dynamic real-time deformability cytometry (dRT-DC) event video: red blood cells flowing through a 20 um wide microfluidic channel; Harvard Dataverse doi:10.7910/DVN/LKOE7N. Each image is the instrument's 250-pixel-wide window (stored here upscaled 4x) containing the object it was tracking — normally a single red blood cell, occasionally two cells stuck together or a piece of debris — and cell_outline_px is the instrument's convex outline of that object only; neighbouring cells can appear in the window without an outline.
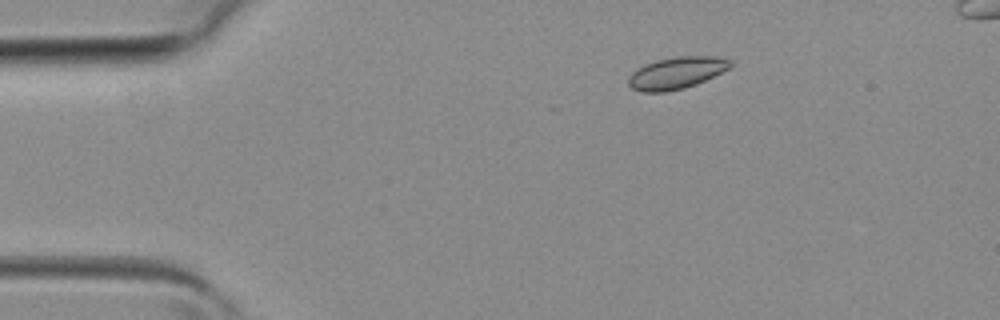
{"species": "common noctule bat (a hibernating species)", "species_latin": "Nyctalus noctula", "temperature_condition": "room temperature", "stored_images_in_passage": 4, "camera_frame_rate_fps": 3000, "um_per_image_px": 0.085, "animal": {"sex": "female", "body_mass_g": 19.3, "forearm_length_mm": 54.1}, "frame": {"image": 1, "passage_image": 2, "time_ms": 0.333, "image_size_px": [1000, 320], "cell_outline_px": [[732, 68], [696, 84], [684, 88], [664, 92], [644, 92], [632, 88], [628, 84], [628, 76], [636, 68], [644, 64], [656, 60], [676, 56], [712, 56], [732, 60]], "centroid_in_image_um": [57.5, 6.19], "position_along_channel_um": 27.5, "area_um2": 19.13}}